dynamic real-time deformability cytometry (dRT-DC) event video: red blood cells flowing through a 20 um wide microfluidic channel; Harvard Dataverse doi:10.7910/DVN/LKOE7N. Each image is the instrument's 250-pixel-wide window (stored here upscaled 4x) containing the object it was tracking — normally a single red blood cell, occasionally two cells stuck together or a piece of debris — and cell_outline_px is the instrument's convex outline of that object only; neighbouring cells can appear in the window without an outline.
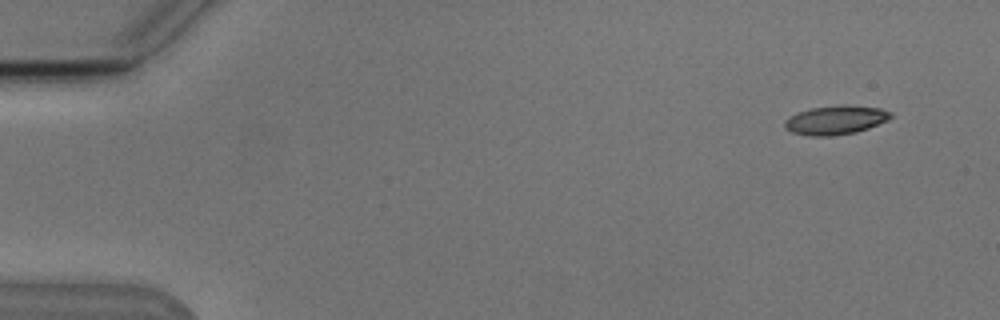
{"species": "Egyptian fruit bat (a non-hibernating species)", "species_latin": "Rousettus aegyptiacus", "temperature_condition": "cold", "stored_images_in_passage": 4, "camera_frame_rate_fps": 3000, "um_per_image_px": 0.085, "animal": {"sex": "male"}, "frame": {"image": 1, "passage_image": 1, "time_ms": 0.0, "image_size_px": [1000, 320], "cell_outline_px": [[892, 116], [888, 120], [868, 128], [856, 132], [832, 136], [808, 136], [792, 132], [784, 128], [784, 120], [796, 112], [812, 108], [880, 108], [892, 112]], "centroid_in_image_um": [70.96, 10.27], "position_along_channel_um": 14.0, "area_um2": 17.05}}